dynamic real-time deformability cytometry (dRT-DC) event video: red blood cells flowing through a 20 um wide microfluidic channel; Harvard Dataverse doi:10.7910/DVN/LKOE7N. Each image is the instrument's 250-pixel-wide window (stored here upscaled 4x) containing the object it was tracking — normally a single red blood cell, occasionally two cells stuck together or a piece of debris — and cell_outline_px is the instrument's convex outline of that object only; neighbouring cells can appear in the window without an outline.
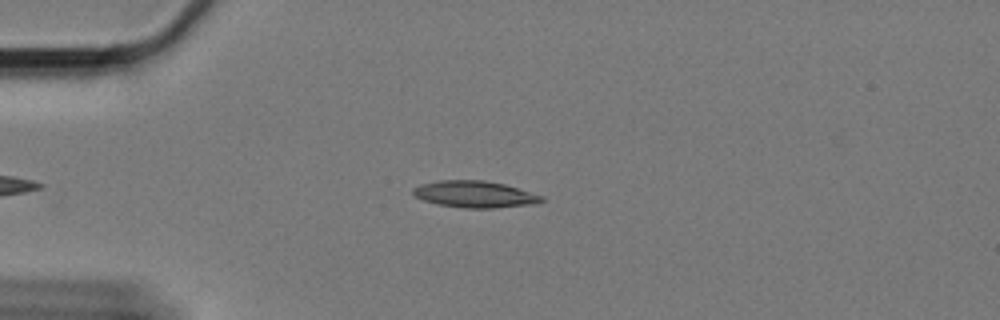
{"species": "Egyptian fruit bat (a non-hibernating species)", "species_latin": "Rousettus aegyptiacus", "temperature_condition": "cold", "stored_images_in_passage": 46, "camera_frame_rate_fps": 3000, "um_per_image_px": 0.085, "animal": {"sex": "female"}, "frame": {"image": 1, "passage_image": 7, "time_ms": 2.0, "image_size_px": [1000, 320], "cell_outline_px": [[544, 200], [536, 204], [492, 208], [464, 208], [440, 204], [424, 200], [416, 196], [412, 192], [412, 188], [420, 184], [440, 180], [484, 180], [504, 184], [544, 196]], "centroid_in_image_um": [40.37, 16.51], "position_along_channel_um": 44.6, "area_um2": 19.88}}
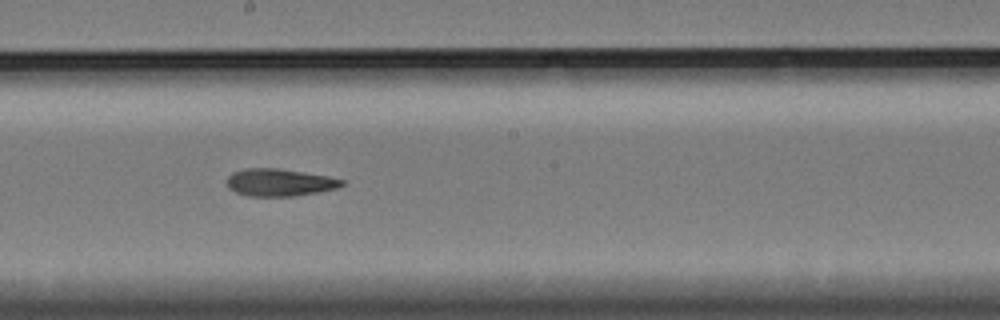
{"frame": {"image": 2, "passage_image": 25, "time_ms": 8.0, "image_size_px": [1000, 320], "cell_outline_px": [[344, 184], [336, 188], [296, 196], [248, 196], [236, 192], [228, 188], [228, 176], [232, 172], [244, 168], [276, 168], [328, 176], [344, 180]], "centroid_in_image_um": [23.73, 15.5], "position_along_channel_um": 224.5, "area_um2": 18.21}}
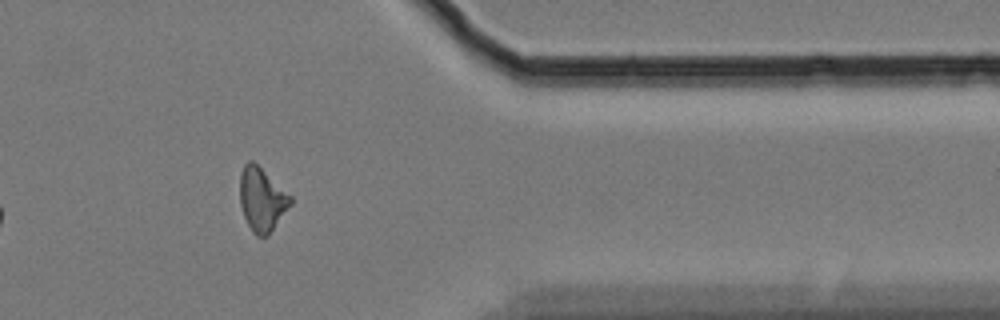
{"frame": {"image": 3, "passage_image": 41, "time_ms": 13.333, "image_size_px": [1000, 320], "cell_outline_px": [[292, 204], [268, 236], [256, 236], [252, 232], [244, 216], [240, 204], [240, 172], [244, 164], [248, 160], [252, 160], [292, 196]], "centroid_in_image_um": [22.26, 16.95], "position_along_channel_um": 389.1, "area_um2": 18.79}, "authors_computed_cell_mechanics": {"area_um2": 18.6983, "velocity_mm_per_s": 3.3579, "shape_relaxation_time_tau1_ms": 9.1746, "shape_relaxation_time_tau2_ms": 7.661, "deformation_change_tau1": 0.2158, "deformation_change_tau2": 0.1599}}